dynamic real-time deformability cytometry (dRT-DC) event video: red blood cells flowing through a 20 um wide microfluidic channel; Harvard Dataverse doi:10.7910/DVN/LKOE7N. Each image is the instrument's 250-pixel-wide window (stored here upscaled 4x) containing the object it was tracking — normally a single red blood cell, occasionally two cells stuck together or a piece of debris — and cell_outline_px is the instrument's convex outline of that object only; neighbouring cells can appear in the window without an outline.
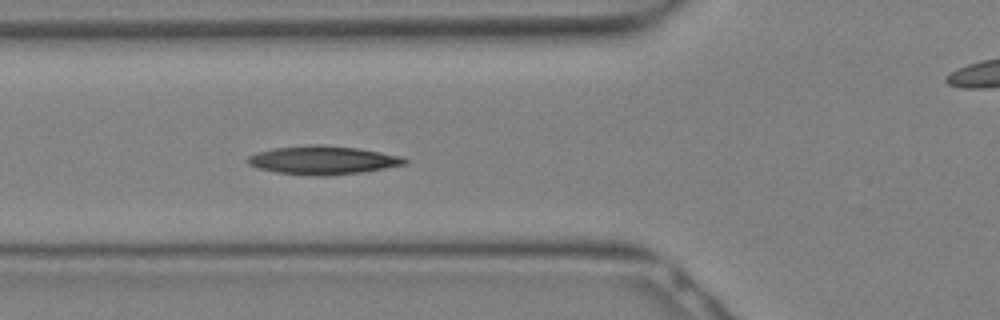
{"species": "Egyptian fruit bat (a non-hibernating species)", "species_latin": "Rousettus aegyptiacus", "temperature_condition": "warm", "stored_images_in_passage": 6, "camera_frame_rate_fps": 3000, "um_per_image_px": 0.085, "animal": {"sex": "female"}, "frame": {"image": 1, "passage_image": 6, "time_ms": 1.667, "image_size_px": [1000, 320], "cell_outline_px": [[408, 164], [364, 172], [324, 176], [316, 176], [276, 172], [260, 168], [248, 164], [244, 160], [248, 156], [256, 152], [272, 148], [312, 144], [324, 144], [360, 148], [400, 156], [408, 160]], "centroid_in_image_um": [27.44, 13.6], "position_along_channel_um": 98.4, "area_um2": 26.36}}